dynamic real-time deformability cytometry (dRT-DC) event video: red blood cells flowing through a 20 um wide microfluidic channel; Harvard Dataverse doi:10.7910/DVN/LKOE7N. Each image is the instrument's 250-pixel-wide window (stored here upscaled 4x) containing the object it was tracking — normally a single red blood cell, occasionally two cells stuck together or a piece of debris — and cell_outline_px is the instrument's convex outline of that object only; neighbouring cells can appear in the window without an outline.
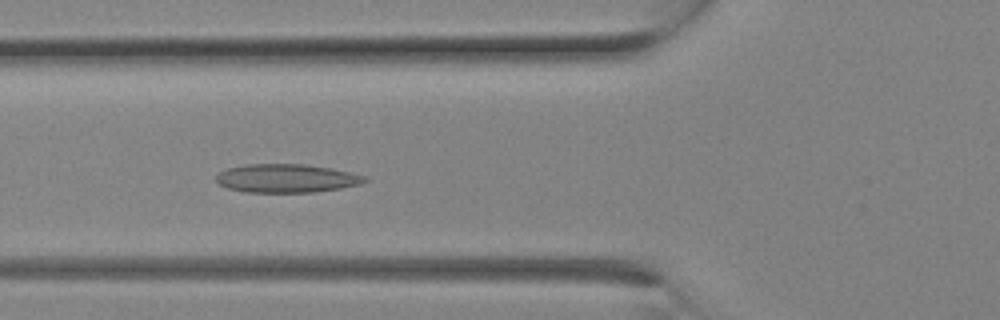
{"species": "Egyptian fruit bat (a non-hibernating species)", "species_latin": "Rousettus aegyptiacus", "temperature_condition": "room temperature", "stored_images_in_passage": 12, "camera_frame_rate_fps": 3000, "um_per_image_px": 0.085, "animal": {"sex": "female"}, "frame": {"image": 1, "passage_image": 9, "time_ms": 2.667, "image_size_px": [1000, 320], "cell_outline_px": [[368, 180], [360, 184], [340, 188], [312, 192], [244, 192], [228, 188], [220, 184], [216, 180], [216, 176], [220, 172], [228, 168], [244, 164], [304, 164], [332, 168], [364, 176]], "centroid_in_image_um": [24.33, 15.15], "position_along_channel_um": 101.5, "area_um2": 24.51}}
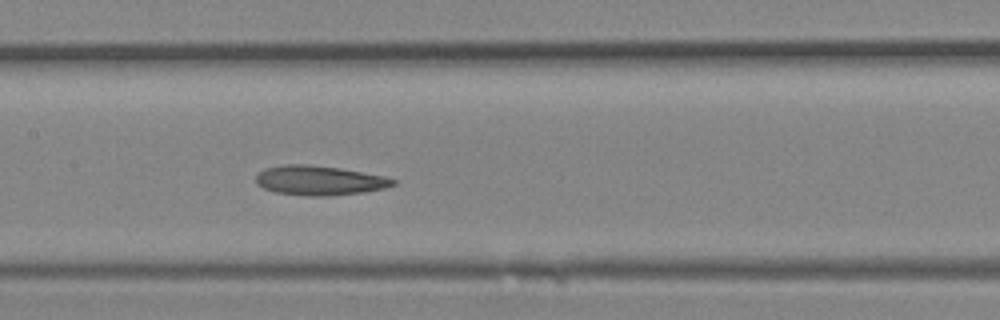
{"frame": {"image": 2, "passage_image": 12, "time_ms": 3.667, "image_size_px": [1000, 320], "cell_outline_px": [[396, 184], [384, 188], [364, 192], [332, 196], [308, 196], [276, 192], [264, 188], [256, 184], [256, 176], [264, 168], [284, 164], [312, 164], [340, 168], [384, 176], [396, 180]], "centroid_in_image_um": [27.14, 15.33], "position_along_channel_um": 180.3, "area_um2": 23.7}}